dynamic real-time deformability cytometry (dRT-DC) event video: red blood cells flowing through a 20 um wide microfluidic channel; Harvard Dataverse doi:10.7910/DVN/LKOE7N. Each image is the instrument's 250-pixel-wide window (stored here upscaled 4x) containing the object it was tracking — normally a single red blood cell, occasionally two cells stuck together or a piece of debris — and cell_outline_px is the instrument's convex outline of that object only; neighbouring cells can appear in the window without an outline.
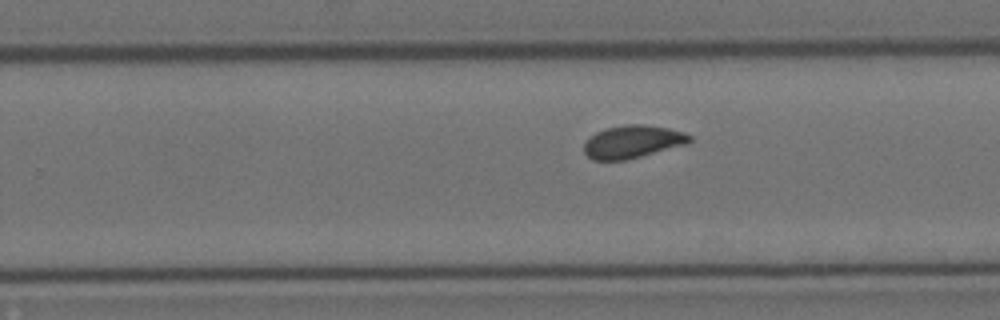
{"species": "Egyptian fruit bat (a non-hibernating species)", "species_latin": "Rousettus aegyptiacus", "temperature_condition": "cold", "stored_images_in_passage": 21, "camera_frame_rate_fps": 3000, "um_per_image_px": 0.085, "animal": {"sex": "female"}, "frame": {"image": 1, "passage_image": 12, "time_ms": 3.667, "image_size_px": [1000, 320], "cell_outline_px": [[692, 140], [688, 144], [624, 160], [592, 160], [584, 152], [584, 144], [588, 136], [596, 132], [608, 128], [624, 124], [644, 124], [668, 128], [684, 132], [692, 136]], "centroid_in_image_um": [53.77, 12.04], "position_along_channel_um": 276.0, "area_um2": 20.23}}